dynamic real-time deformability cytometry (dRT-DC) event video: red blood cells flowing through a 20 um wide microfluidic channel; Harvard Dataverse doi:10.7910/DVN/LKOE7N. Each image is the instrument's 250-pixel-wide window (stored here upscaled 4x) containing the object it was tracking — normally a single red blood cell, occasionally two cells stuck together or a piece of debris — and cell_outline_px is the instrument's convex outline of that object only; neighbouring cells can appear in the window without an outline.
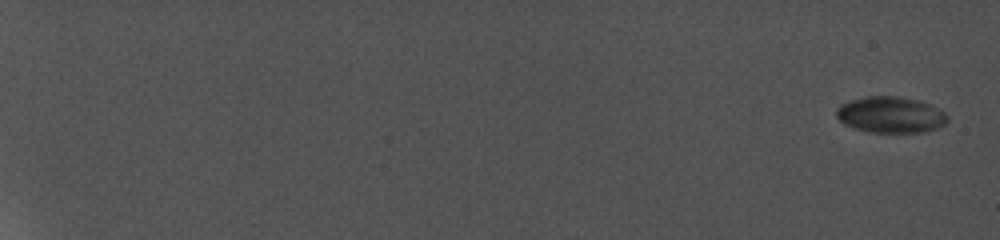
{"species": "common noctule bat (a hibernating species)", "species_latin": "Nyctalus noctula", "temperature_condition": "cold", "stored_images_in_passage": 11, "camera_frame_rate_fps": 5000, "um_per_image_px": 0.085, "animal": {"sex": "female", "body_mass_g": 19.0, "forearm_length_mm": 56.7}, "frame": {"image": 1, "passage_image": 1, "time_ms": 0.0, "image_size_px": [1000, 240], "cell_outline_px": [[948, 120], [944, 124], [936, 128], [924, 132], [872, 132], [856, 128], [844, 124], [836, 116], [836, 108], [840, 104], [852, 100], [868, 96], [896, 96], [916, 100], [928, 104], [944, 112], [948, 116]], "centroid_in_image_um": [75.68, 9.75], "position_along_channel_um": 9.3, "area_um2": 23.12}}
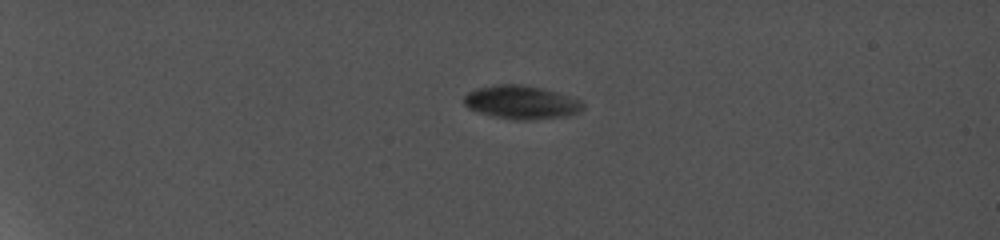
{"frame": {"image": 2, "passage_image": 7, "time_ms": 5.4, "image_size_px": [1000, 240], "cell_outline_px": [[584, 108], [576, 112], [560, 116], [500, 116], [480, 112], [468, 108], [464, 104], [464, 96], [468, 92], [476, 88], [496, 84], [520, 84], [544, 88], [560, 92], [580, 100], [584, 104]], "centroid_in_image_um": [44.28, 8.6], "position_along_channel_um": 40.7, "area_um2": 21.85}}
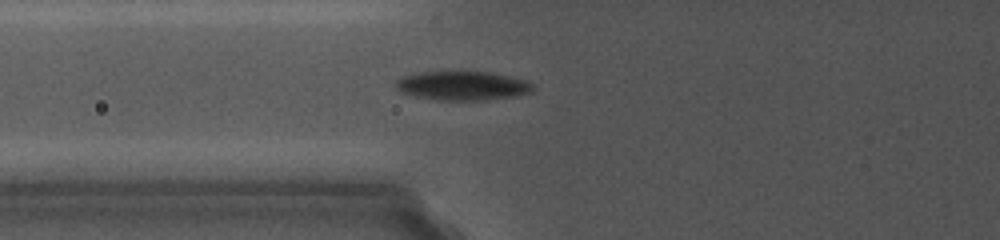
{"frame": {"image": 3, "passage_image": 11, "time_ms": 9.0, "image_size_px": [1000, 240], "cell_outline_px": [[532, 88], [528, 92], [508, 96], [468, 100], [448, 100], [404, 92], [396, 88], [396, 80], [400, 76], [416, 72], [488, 72], [524, 80], [532, 84]], "centroid_in_image_um": [39.24, 7.24], "position_along_channel_um": 86.6, "area_um2": 21.91}}